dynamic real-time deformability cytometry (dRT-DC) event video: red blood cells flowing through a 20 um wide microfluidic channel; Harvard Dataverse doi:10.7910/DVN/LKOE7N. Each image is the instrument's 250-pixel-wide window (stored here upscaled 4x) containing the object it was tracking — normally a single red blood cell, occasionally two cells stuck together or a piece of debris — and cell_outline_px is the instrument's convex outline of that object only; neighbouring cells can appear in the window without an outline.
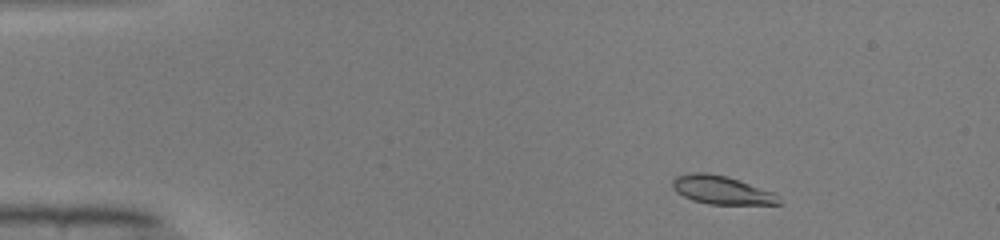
{"species": "common noctule bat (a hibernating species)", "species_latin": "Nyctalus noctula", "temperature_condition": "warm", "stored_images_in_passage": 46, "camera_frame_rate_fps": 3000, "um_per_image_px": 0.085, "animal": {"sex": "male", "body_mass_g": 19.0, "forearm_length_mm": 50.8}, "frame": {"image": 1, "passage_image": 3, "time_ms": 0.667, "image_size_px": [1000, 240], "cell_outline_px": [[780, 204], [708, 204], [692, 200], [676, 192], [672, 188], [672, 180], [676, 176], [692, 172], [708, 172], [728, 176], [772, 192], [780, 196]], "centroid_in_image_um": [61.3, 16.14], "position_along_channel_um": 23.7, "area_um2": 17.63}}
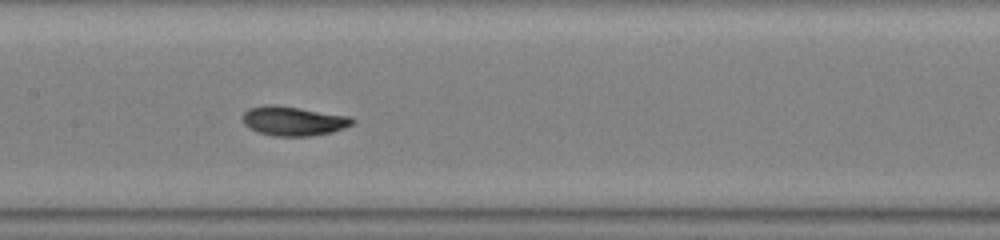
{"frame": {"image": 2, "passage_image": 21, "time_ms": 6.667, "image_size_px": [1000, 240], "cell_outline_px": [[356, 120], [352, 124], [344, 128], [332, 132], [308, 136], [272, 136], [248, 128], [244, 124], [244, 112], [248, 108], [264, 104], [272, 104], [300, 108], [348, 116]], "centroid_in_image_um": [24.92, 10.28], "position_along_channel_um": 182.5, "area_um2": 18.67}}
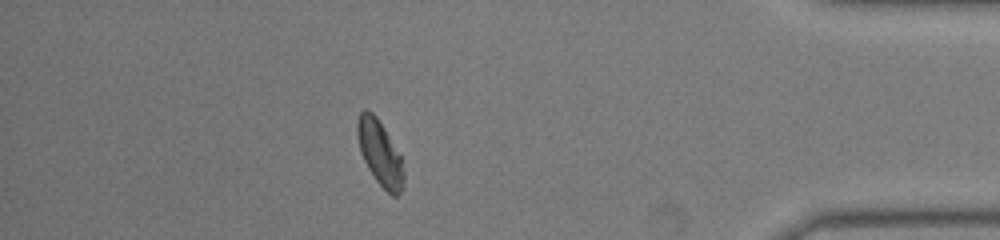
{"frame": {"image": 3, "passage_image": 40, "time_ms": 13.0, "image_size_px": [1000, 240], "cell_outline_px": [[404, 188], [396, 196], [392, 196], [376, 180], [368, 168], [360, 152], [356, 136], [356, 120], [360, 112], [364, 108], [368, 108], [376, 116], [384, 128], [400, 156], [404, 172]], "centroid_in_image_um": [32.26, 12.98], "position_along_channel_um": 402.9, "area_um2": 17.63}, "authors_computed_cell_mechanics": {"area_um2": 17.9758, "velocity_mm_per_s": 4.0714, "shape_relaxation_time_tau1_ms": 3.4641, "shape_relaxation_time_tau2_ms": 2.2877, "deformation_change_tau1": 0.1737, "deformation_change_tau2": 0.0269}}